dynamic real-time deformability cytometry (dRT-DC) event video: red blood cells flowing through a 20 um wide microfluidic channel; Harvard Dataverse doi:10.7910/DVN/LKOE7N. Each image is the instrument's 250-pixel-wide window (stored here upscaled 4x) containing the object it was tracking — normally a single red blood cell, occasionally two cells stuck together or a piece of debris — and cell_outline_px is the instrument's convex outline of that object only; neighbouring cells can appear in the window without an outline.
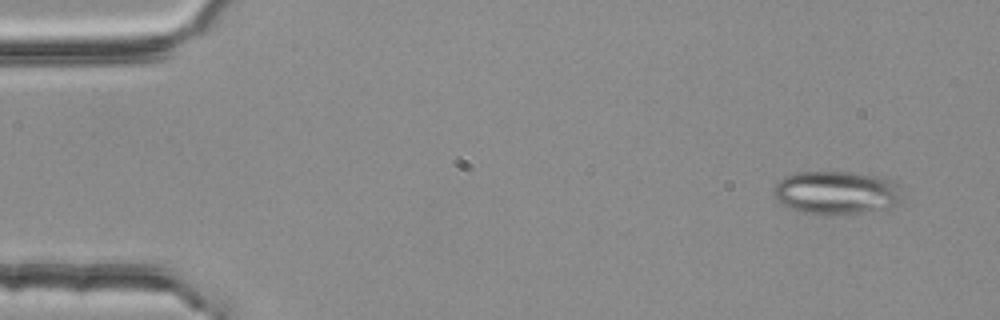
{"species": "common noctule bat (a hibernating species)", "species_latin": "Nyctalus noctula", "temperature_condition": "room temperature", "stored_images_in_passage": 4, "camera_frame_rate_fps": 3000, "um_per_image_px": 0.085, "animal": {"sex": "female", "body_mass_g": 25.1}, "frame": {"image": 1, "passage_image": 1, "time_ms": 0.0, "image_size_px": [1000, 320], "cell_outline_px": [[900, 200], [896, 204], [888, 208], [860, 212], [824, 216], [804, 212], [792, 208], [784, 204], [772, 192], [776, 184], [784, 176], [796, 172], [848, 172], [884, 176], [892, 180], [896, 184]], "centroid_in_image_um": [71.08, 16.36], "position_along_channel_um": 13.9, "area_um2": 32.19}}